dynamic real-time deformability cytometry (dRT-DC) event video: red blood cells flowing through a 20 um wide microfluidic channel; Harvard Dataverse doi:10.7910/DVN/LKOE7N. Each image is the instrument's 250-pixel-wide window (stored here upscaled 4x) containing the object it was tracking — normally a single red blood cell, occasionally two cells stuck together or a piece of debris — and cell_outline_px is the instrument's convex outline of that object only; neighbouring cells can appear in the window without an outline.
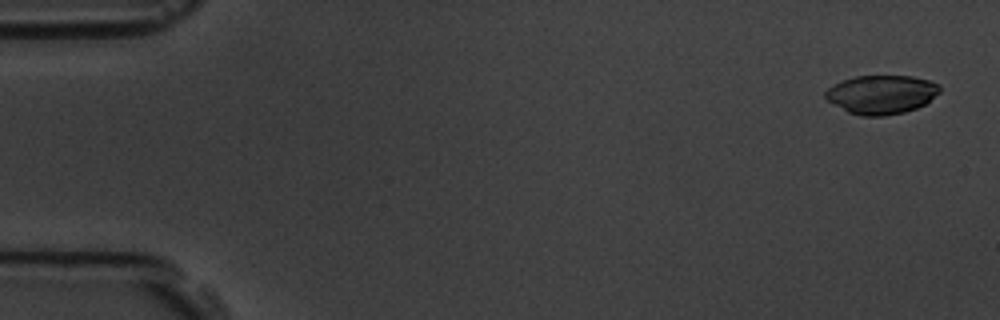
{"species": "common noctule bat (a hibernating species)", "species_latin": "Nyctalus noctula", "temperature_condition": "room temperature", "stored_images_in_passage": 4, "camera_frame_rate_fps": 3000, "um_per_image_px": 0.085, "animal": {"sex": "male", "body_mass_g": 19.5, "forearm_length_mm": 54.6}, "frame": {"image": 1, "passage_image": 1, "time_ms": 0.0, "image_size_px": [1000, 320], "cell_outline_px": [[940, 92], [924, 104], [916, 108], [904, 112], [884, 116], [860, 116], [848, 112], [824, 100], [824, 92], [832, 84], [840, 80], [856, 76], [912, 76], [928, 80], [940, 84]], "centroid_in_image_um": [74.86, 8.03], "position_along_channel_um": 10.1, "area_um2": 26.13}}
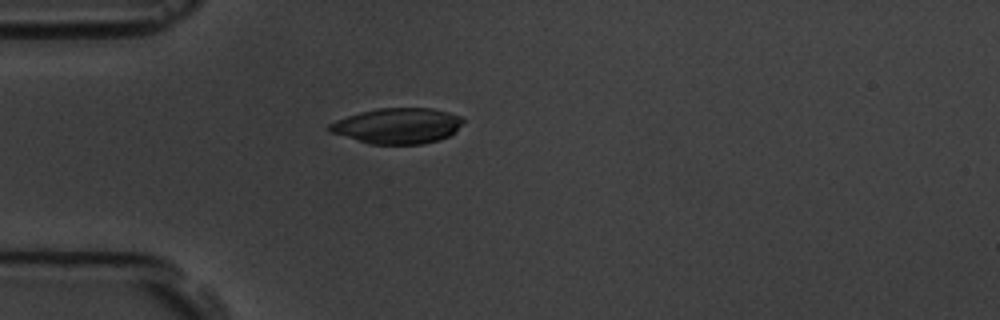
{"frame": {"image": 2, "passage_image": 4, "time_ms": 4.333, "image_size_px": [1000, 320], "cell_outline_px": [[464, 120], [448, 136], [440, 140], [420, 144], [368, 144], [328, 132], [328, 124], [336, 120], [360, 112], [376, 108], [432, 108], [448, 112], [460, 116]], "centroid_in_image_um": [33.73, 10.7], "position_along_channel_um": 51.3, "area_um2": 27.69}}